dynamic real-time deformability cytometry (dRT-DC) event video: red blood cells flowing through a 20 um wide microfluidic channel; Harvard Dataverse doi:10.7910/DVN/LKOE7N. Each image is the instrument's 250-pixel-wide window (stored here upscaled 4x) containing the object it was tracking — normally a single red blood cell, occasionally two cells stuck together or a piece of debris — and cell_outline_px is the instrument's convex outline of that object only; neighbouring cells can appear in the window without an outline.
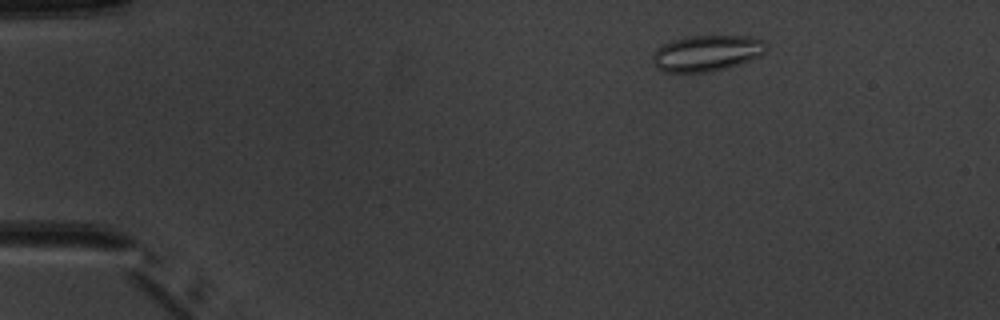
{"species": "common noctule bat (a hibernating species)", "species_latin": "Nyctalus noctula", "temperature_condition": "warm", "stored_images_in_passage": 5, "camera_frame_rate_fps": 3000, "um_per_image_px": 0.085, "animal": {"sex": "male", "body_mass_g": 20.1, "forearm_length_mm": 53.5}, "frame": {"image": 1, "passage_image": 5, "time_ms": 5.667, "image_size_px": [1000, 320], "cell_outline_px": [[768, 44], [764, 52], [760, 56], [740, 64], [708, 72], [664, 72], [656, 68], [652, 60], [652, 56], [664, 44], [672, 40], [684, 36], [748, 36], [764, 40]], "centroid_in_image_um": [60.09, 4.51], "position_along_channel_um": 24.9, "area_um2": 23.81}}